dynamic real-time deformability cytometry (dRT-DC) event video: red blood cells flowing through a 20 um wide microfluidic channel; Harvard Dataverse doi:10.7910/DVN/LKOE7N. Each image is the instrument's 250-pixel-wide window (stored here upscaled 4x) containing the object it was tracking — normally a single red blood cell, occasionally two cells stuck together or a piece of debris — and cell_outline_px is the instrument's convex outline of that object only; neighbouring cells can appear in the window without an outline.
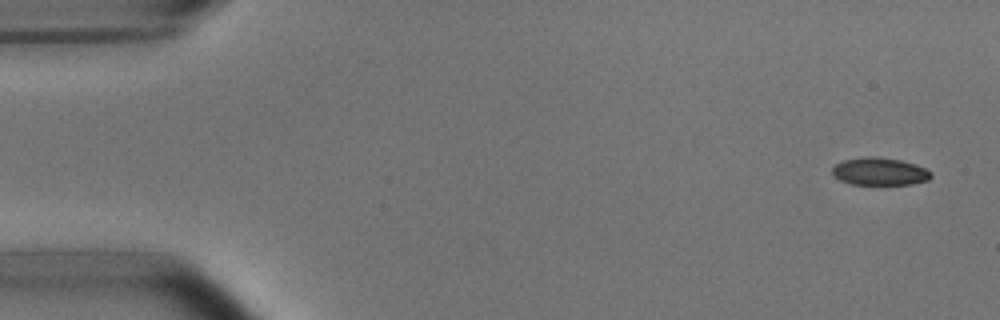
{"species": "common noctule bat (a hibernating species)", "species_latin": "Nyctalus noctula", "temperature_condition": "room temperature", "stored_images_in_passage": 4, "camera_frame_rate_fps": 3000, "um_per_image_px": 0.085, "animal": {"sex": "male", "body_mass_g": 15.6}, "frame": {"image": 1, "passage_image": 1, "time_ms": 0.0, "image_size_px": [1000, 320], "cell_outline_px": [[932, 176], [928, 180], [912, 184], [852, 184], [840, 180], [832, 176], [832, 168], [836, 164], [844, 160], [864, 156], [876, 156], [900, 160], [916, 164], [932, 172]], "centroid_in_image_um": [74.76, 14.57], "position_along_channel_um": 10.2, "area_um2": 15.95}}
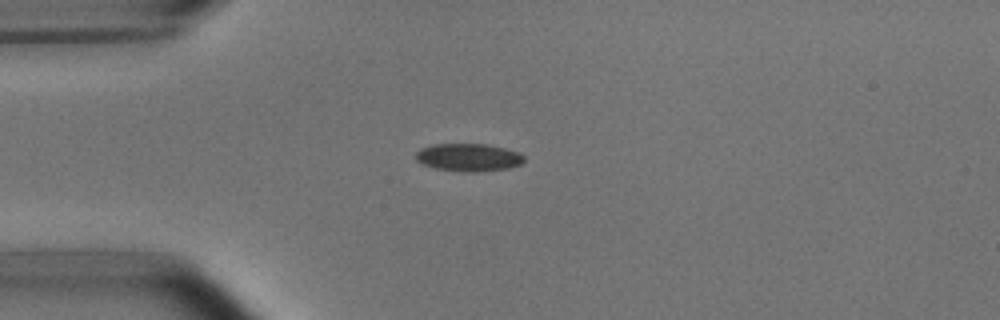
{"frame": {"image": 2, "passage_image": 4, "time_ms": 1.0, "image_size_px": [1000, 320], "cell_outline_px": [[524, 160], [520, 164], [508, 168], [476, 172], [468, 172], [436, 168], [424, 164], [416, 160], [416, 152], [420, 148], [432, 144], [488, 144], [520, 152], [524, 156]], "centroid_in_image_um": [39.83, 13.36], "position_along_channel_um": 45.2, "area_um2": 17.46}}